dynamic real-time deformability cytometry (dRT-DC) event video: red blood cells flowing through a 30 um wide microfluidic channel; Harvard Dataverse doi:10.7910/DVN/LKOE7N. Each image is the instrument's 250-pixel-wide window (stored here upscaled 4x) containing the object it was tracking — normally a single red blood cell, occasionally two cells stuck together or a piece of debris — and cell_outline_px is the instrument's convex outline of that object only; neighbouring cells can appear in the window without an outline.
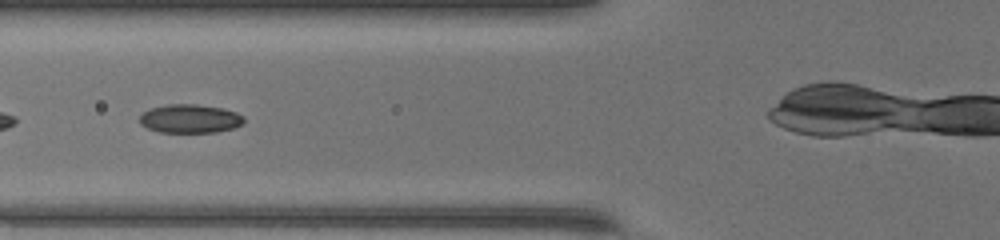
{"species": "common noctule bat (a hibernating species)", "species_latin": "Nyctalus noctula", "temperature_condition": "warm", "stored_images_in_passage": 28, "camera_frame_rate_fps": 3000, "um_per_image_px": 0.085, "animal": {"sex": "female", "body_mass_g": 17.0, "forearm_length_mm": 48.0}, "frame": {"image": 1, "passage_image": 4, "time_ms": 1.0, "image_size_px": [1000, 240], "cell_outline_px": [[244, 120], [240, 124], [232, 128], [216, 132], [160, 132], [148, 128], [140, 124], [140, 116], [144, 112], [152, 108], [168, 104], [196, 104], [220, 108], [236, 112], [244, 116]], "centroid_in_image_um": [16.14, 10.09], "position_along_channel_um": 109.7, "area_um2": 17.17}}
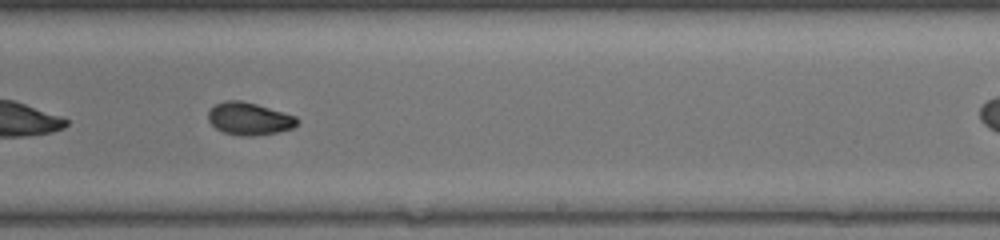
{"frame": {"image": 2, "passage_image": 15, "time_ms": 4.667, "image_size_px": [1000, 240], "cell_outline_px": [[300, 120], [292, 128], [276, 132], [252, 136], [240, 136], [224, 132], [216, 128], [208, 120], [208, 112], [216, 104], [224, 100], [240, 100], [256, 104], [296, 116]], "centroid_in_image_um": [21.17, 10.09], "position_along_channel_um": 267.8, "area_um2": 16.7}}
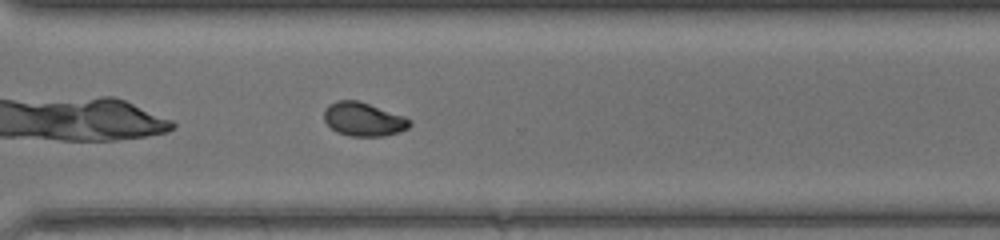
{"frame": {"image": 3, "passage_image": 20, "time_ms": 6.333, "image_size_px": [1000, 240], "cell_outline_px": [[412, 124], [408, 128], [400, 132], [384, 136], [348, 136], [336, 132], [324, 120], [324, 108], [328, 104], [336, 100], [356, 100], [404, 116], [412, 120]], "centroid_in_image_um": [30.89, 10.14], "position_along_channel_um": 339.7, "area_um2": 16.88}}